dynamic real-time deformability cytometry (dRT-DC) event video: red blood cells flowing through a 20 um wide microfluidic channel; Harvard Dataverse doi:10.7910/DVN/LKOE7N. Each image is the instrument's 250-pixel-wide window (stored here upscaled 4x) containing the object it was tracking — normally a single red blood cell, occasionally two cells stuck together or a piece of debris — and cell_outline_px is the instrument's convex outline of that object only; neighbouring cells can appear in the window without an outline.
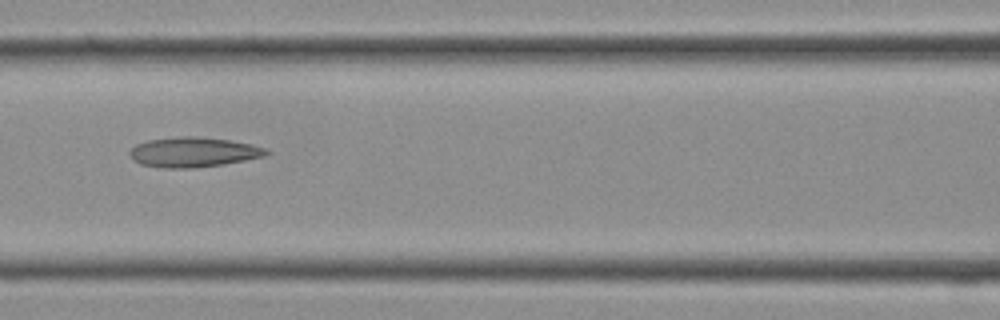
{"species": "Egyptian fruit bat (a non-hibernating species)", "species_latin": "Rousettus aegyptiacus", "temperature_condition": "cold", "stored_images_in_passage": 18, "camera_frame_rate_fps": 3000, "um_per_image_px": 0.085, "frame": {"image": 1, "passage_image": 13, "time_ms": 4.0, "image_size_px": [1000, 320], "cell_outline_px": [[272, 152], [264, 156], [244, 160], [220, 164], [192, 168], [160, 168], [140, 164], [128, 152], [136, 144], [148, 140], [180, 136], [192, 136], [228, 140], [248, 144], [264, 148]], "centroid_in_image_um": [16.4, 12.93], "position_along_channel_um": 150.2, "area_um2": 23.41}}
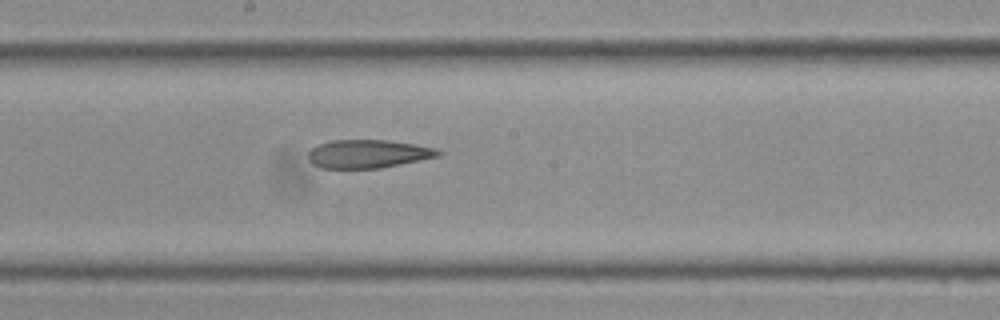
{"frame": {"image": 2, "passage_image": 16, "time_ms": 5.0, "image_size_px": [1000, 320], "cell_outline_px": [[444, 152], [440, 156], [380, 168], [320, 168], [312, 164], [308, 156], [308, 152], [312, 148], [320, 144], [332, 140], [388, 140], [416, 144], [436, 148]], "centroid_in_image_um": [31.31, 13.07], "position_along_channel_um": 216.9, "area_um2": 21.5}}
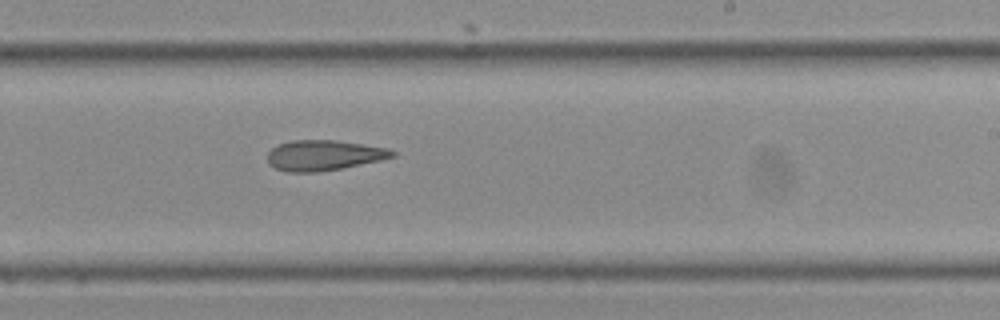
{"frame": {"image": 3, "passage_image": 18, "time_ms": 5.667, "image_size_px": [1000, 320], "cell_outline_px": [[396, 156], [380, 160], [340, 168], [316, 172], [284, 172], [268, 164], [268, 152], [276, 144], [292, 140], [336, 140], [388, 148], [396, 152]], "centroid_in_image_um": [27.49, 13.19], "position_along_channel_um": 261.5, "area_um2": 22.08}}